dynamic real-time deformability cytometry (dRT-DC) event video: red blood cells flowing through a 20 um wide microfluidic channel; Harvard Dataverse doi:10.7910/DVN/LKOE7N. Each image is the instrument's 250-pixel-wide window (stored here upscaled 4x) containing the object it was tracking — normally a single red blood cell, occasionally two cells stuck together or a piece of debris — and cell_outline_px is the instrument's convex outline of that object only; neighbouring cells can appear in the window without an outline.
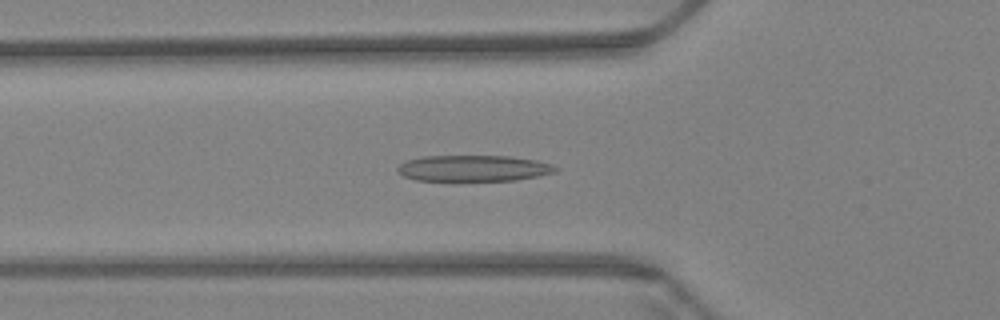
{"species": "Egyptian fruit bat (a non-hibernating species)", "species_latin": "Rousettus aegyptiacus", "temperature_condition": "warm", "stored_images_in_passage": 53, "camera_frame_rate_fps": 3000, "um_per_image_px": 0.085, "animal": {"sex": "female"}, "frame": {"image": 1, "passage_image": 14, "time_ms": 4.333, "image_size_px": [1000, 320], "cell_outline_px": [[560, 168], [556, 172], [516, 180], [416, 180], [404, 176], [396, 172], [396, 168], [400, 164], [408, 160], [424, 156], [508, 156], [536, 160], [552, 164]], "centroid_in_image_um": [40.25, 14.3], "position_along_channel_um": 85.5, "area_um2": 23.93}}
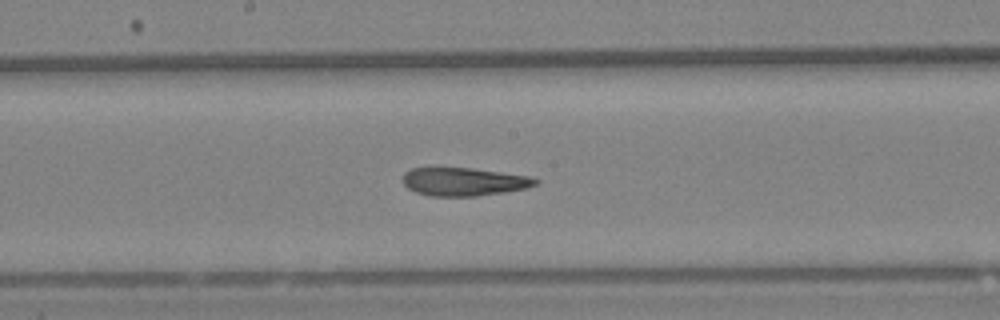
{"frame": {"image": 2, "passage_image": 25, "time_ms": 8.0, "image_size_px": [1000, 320], "cell_outline_px": [[540, 184], [524, 188], [504, 192], [476, 196], [428, 196], [416, 192], [408, 188], [404, 184], [404, 176], [412, 168], [472, 168], [528, 176], [540, 180]], "centroid_in_image_um": [39.46, 15.45], "position_along_channel_um": 208.7, "area_um2": 21.56}}
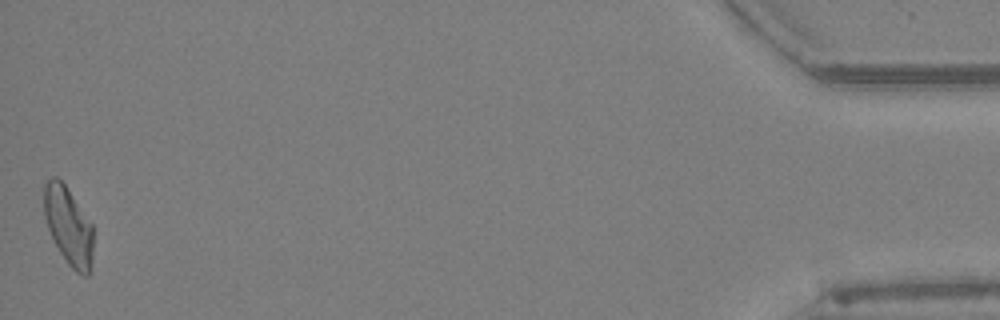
{"frame": {"image": 3, "passage_image": 53, "time_ms": 17.333, "image_size_px": [1000, 320], "cell_outline_px": [[92, 260], [88, 276], [84, 276], [76, 272], [68, 264], [60, 252], [48, 228], [44, 216], [44, 184], [52, 176], [56, 176], [64, 184], [92, 224]], "centroid_in_image_um": [5.81, 19.21], "position_along_channel_um": 429.4, "area_um2": 22.02}, "authors_computed_cell_mechanics": {"area_um2": 22.8888, "velocity_mm_per_s": 3.3723, "shape_relaxation_time_tau1_ms": null, "shape_relaxation_time_tau2_ms": 3.6686, "deformation_change_tau1": null, "deformation_change_tau2": 0.1367}}